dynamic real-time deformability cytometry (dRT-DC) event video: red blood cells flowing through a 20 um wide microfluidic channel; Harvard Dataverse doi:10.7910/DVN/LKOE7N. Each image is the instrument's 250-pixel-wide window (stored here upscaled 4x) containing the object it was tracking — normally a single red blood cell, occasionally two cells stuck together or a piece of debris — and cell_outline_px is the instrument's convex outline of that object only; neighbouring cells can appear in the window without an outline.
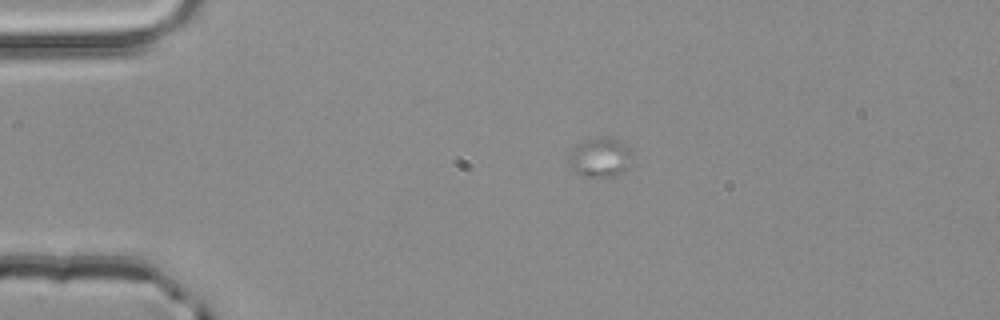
{"species": "common noctule bat (a hibernating species)", "species_latin": "Nyctalus noctula", "temperature_condition": "room temperature", "stored_images_in_passage": 3, "camera_frame_rate_fps": 3000, "um_per_image_px": 0.085, "animal": {"sex": "male", "body_mass_g": 20.4}, "frame": {"image": 1, "passage_image": 3, "time_ms": 0.667, "image_size_px": [1000, 320], "cell_outline_px": [[632, 164], [624, 172], [612, 176], [580, 176], [572, 168], [568, 160], [572, 148], [576, 144], [584, 140], [604, 136], [608, 136], [620, 140], [632, 152]], "centroid_in_image_um": [51.04, 13.36], "position_along_channel_um": 34.0, "area_um2": 14.8}}